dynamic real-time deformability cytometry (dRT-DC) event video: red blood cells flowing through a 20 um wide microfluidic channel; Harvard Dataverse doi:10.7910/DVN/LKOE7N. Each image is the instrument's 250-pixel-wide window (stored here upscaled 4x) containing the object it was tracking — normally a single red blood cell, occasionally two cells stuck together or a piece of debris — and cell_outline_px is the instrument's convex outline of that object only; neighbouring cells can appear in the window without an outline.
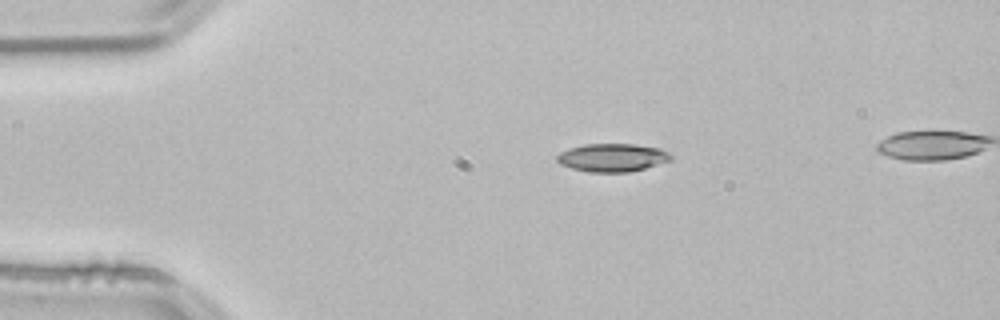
{"species": "common noctule bat (a hibernating species)", "species_latin": "Nyctalus noctula", "temperature_condition": "room temperature", "stored_images_in_passage": 32, "camera_frame_rate_fps": 3000, "um_per_image_px": 0.085, "animal": {"sex": "male", "body_mass_g": 21.5, "forearm_length_mm": 52.0}, "frame": {"image": 1, "passage_image": 1, "time_ms": 0.0, "image_size_px": [1000, 320], "cell_outline_px": [[672, 160], [644, 168], [628, 172], [592, 172], [572, 168], [560, 164], [556, 160], [556, 156], [560, 152], [584, 144], [632, 144], [660, 148], [668, 152], [672, 156]], "centroid_in_image_um": [52.06, 13.39], "position_along_channel_um": 32.9, "area_um2": 18.5}}
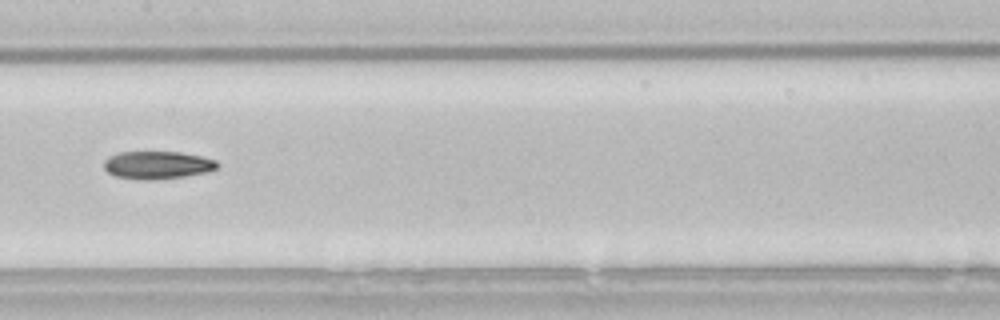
{"frame": {"image": 2, "passage_image": 17, "time_ms": 5.333, "image_size_px": [1000, 320], "cell_outline_px": [[220, 164], [216, 168], [208, 172], [184, 176], [152, 180], [144, 180], [116, 176], [108, 172], [104, 168], [104, 160], [108, 156], [120, 152], [180, 152], [200, 156], [216, 160]], "centroid_in_image_um": [13.38, 14.02], "position_along_channel_um": 194.0, "area_um2": 18.32}}
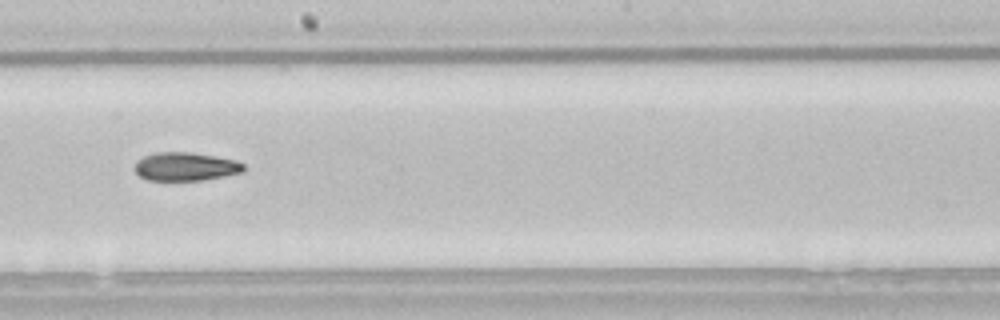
{"frame": {"image": 3, "passage_image": 20, "time_ms": 6.333, "image_size_px": [1000, 320], "cell_outline_px": [[244, 172], [204, 180], [148, 180], [140, 176], [132, 168], [136, 160], [144, 156], [156, 152], [192, 152], [216, 156], [236, 160], [244, 164]], "centroid_in_image_um": [15.76, 14.15], "position_along_channel_um": 232.4, "area_um2": 18.26}, "authors_computed_cell_mechanics": {"area_um2": 18.5827, "velocity_mm_per_s": 3.854, "shape_relaxation_time_tau1_ms": 7.0037, "shape_relaxation_time_tau2_ms": null, "deformation_change_tau1": 0.176, "deformation_change_tau2": null}}